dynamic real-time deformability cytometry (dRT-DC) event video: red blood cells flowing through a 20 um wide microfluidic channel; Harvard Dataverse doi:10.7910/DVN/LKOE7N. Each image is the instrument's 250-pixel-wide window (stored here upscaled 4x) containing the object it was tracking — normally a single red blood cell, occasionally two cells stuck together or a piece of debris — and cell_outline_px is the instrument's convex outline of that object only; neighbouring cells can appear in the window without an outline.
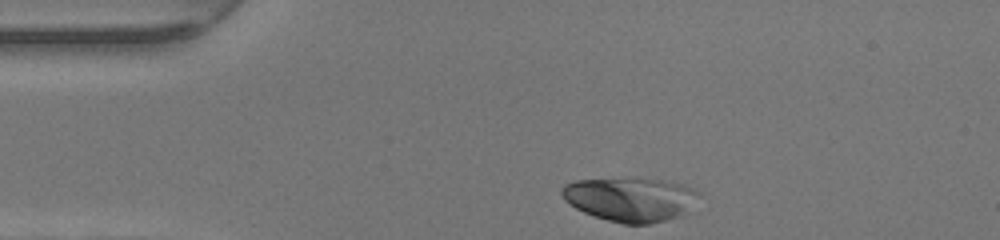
{"species": "human", "species_latin": "Homo sapiens", "temperature_condition": "warm", "stored_images_in_passage": 30, "camera_frame_rate_fps": 3000, "um_per_image_px": 0.085, "donor": {"sex": "female"}, "frame": {"image": 1, "passage_image": 1, "time_ms": 0.0, "image_size_px": [1000, 240], "cell_outline_px": [[700, 192], [688, 212], [684, 216], [648, 224], [624, 224], [608, 220], [584, 212], [576, 208], [564, 200], [560, 192], [564, 184], [576, 180], [672, 180], [692, 188]], "centroid_in_image_um": [53.62, 16.96], "position_along_channel_um": 31.4, "area_um2": 34.74}}
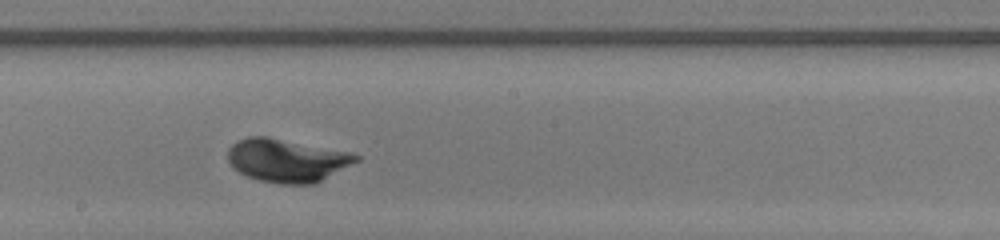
{"frame": {"image": 2, "passage_image": 18, "time_ms": 5.667, "image_size_px": [1000, 240], "cell_outline_px": [[360, 160], [312, 184], [280, 184], [260, 180], [248, 176], [232, 168], [228, 160], [228, 148], [236, 140], [248, 136], [268, 136], [352, 152], [360, 156]], "centroid_in_image_um": [24.36, 13.61], "position_along_channel_um": 223.8, "area_um2": 32.31}}
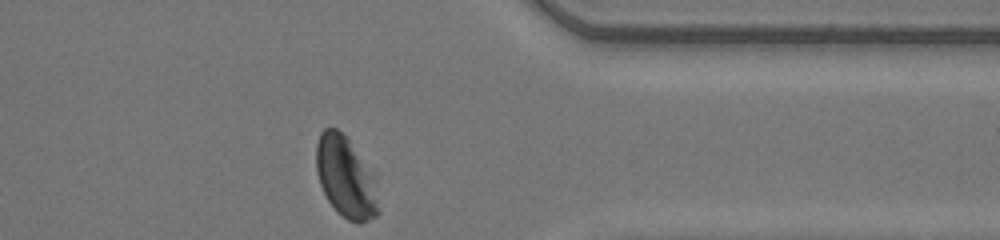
{"frame": {"image": 3, "passage_image": 30, "time_ms": 9.667, "image_size_px": [1000, 240], "cell_outline_px": [[380, 212], [376, 216], [360, 224], [356, 224], [348, 220], [336, 212], [328, 200], [320, 184], [316, 172], [316, 144], [320, 132], [324, 128], [336, 128], [348, 140], [376, 176]], "centroid_in_image_um": [29.41, 15.11], "position_along_channel_um": 382.0, "area_um2": 29.77}, "authors_computed_cell_mechanics": {"area_um2": 31.5299, "velocity_mm_per_s": 4.2395, "shape_relaxation_time_tau1_ms": 1.7556, "shape_relaxation_time_tau2_ms": null, "deformation_change_tau1": 0.1166, "deformation_change_tau2": null}}